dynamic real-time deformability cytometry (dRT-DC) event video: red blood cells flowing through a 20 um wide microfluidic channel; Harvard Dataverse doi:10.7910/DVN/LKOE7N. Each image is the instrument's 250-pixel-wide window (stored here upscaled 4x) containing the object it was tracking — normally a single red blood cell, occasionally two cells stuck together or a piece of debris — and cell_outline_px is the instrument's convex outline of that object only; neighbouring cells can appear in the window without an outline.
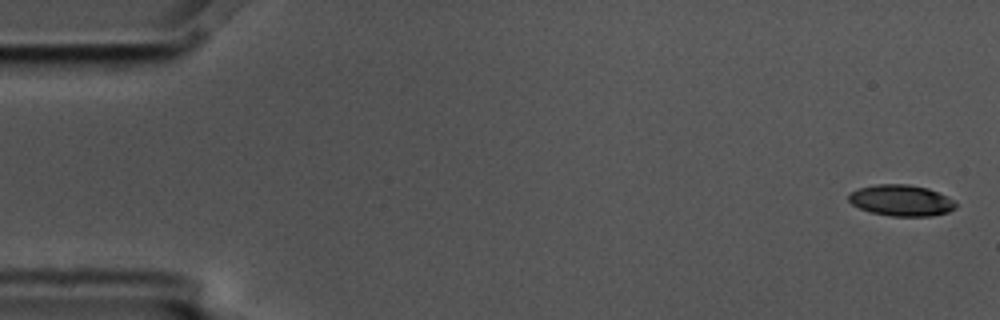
{"species": "common noctule bat (a hibernating species)", "species_latin": "Nyctalus noctula", "temperature_condition": "cold", "stored_images_in_passage": 5, "camera_frame_rate_fps": 3000, "um_per_image_px": 0.085, "animal": {"sex": "male", "body_mass_g": 17.5, "forearm_length_mm": 52.3}, "frame": {"image": 1, "passage_image": 1, "time_ms": 0.0, "image_size_px": [1000, 320], "cell_outline_px": [[956, 208], [948, 212], [932, 216], [892, 216], [872, 212], [860, 208], [852, 204], [848, 200], [848, 196], [852, 192], [860, 188], [876, 184], [908, 184], [928, 188], [952, 200], [956, 204]], "centroid_in_image_um": [76.6, 17.04], "position_along_channel_um": 8.4, "area_um2": 19.19}}
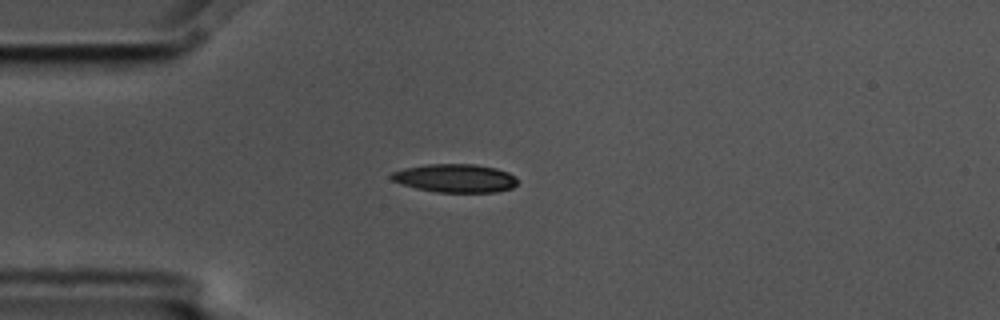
{"frame": {"image": 2, "passage_image": 5, "time_ms": 1.333, "image_size_px": [1000, 320], "cell_outline_px": [[516, 184], [512, 188], [496, 192], [436, 192], [416, 188], [400, 184], [392, 180], [388, 176], [392, 172], [404, 168], [428, 164], [476, 164], [496, 168], [508, 172], [516, 180]], "centroid_in_image_um": [38.64, 15.14], "position_along_channel_um": 46.4, "area_um2": 20.87}}